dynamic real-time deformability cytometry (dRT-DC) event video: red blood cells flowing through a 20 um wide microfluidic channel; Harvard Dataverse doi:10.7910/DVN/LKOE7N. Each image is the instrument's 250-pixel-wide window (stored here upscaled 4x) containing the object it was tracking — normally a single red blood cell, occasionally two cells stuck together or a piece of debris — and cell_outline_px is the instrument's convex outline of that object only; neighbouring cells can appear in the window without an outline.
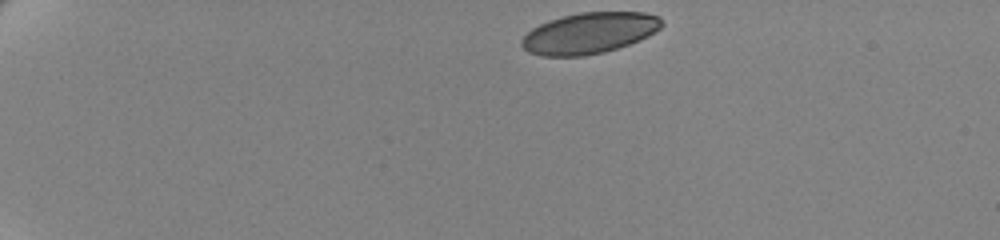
{"species": "human", "species_latin": "Homo sapiens", "temperature_condition": "cold", "stored_images_in_passage": 48, "camera_frame_rate_fps": 3000, "um_per_image_px": 0.085, "donor": {"sex": "female"}, "frame": {"image": 1, "passage_image": 1, "time_ms": 0.0, "image_size_px": [1000, 240], "cell_outline_px": [[664, 24], [660, 28], [648, 36], [628, 44], [604, 52], [584, 56], [540, 56], [528, 52], [520, 44], [520, 40], [532, 28], [548, 20], [580, 12], [644, 12], [660, 16]], "centroid_in_image_um": [50.08, 2.81], "position_along_channel_um": 34.9, "area_um2": 33.52}}
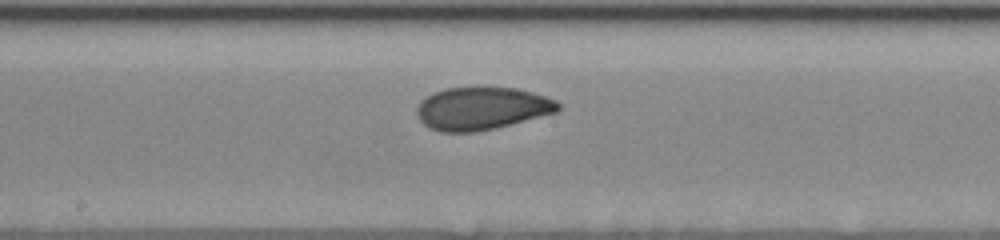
{"frame": {"image": 2, "passage_image": 24, "time_ms": 7.667, "image_size_px": [1000, 240], "cell_outline_px": [[560, 108], [556, 112], [492, 128], [472, 132], [440, 132], [428, 128], [420, 120], [416, 112], [416, 108], [420, 100], [432, 92], [444, 88], [516, 88], [532, 92], [556, 100], [560, 104]], "centroid_in_image_um": [40.89, 9.21], "position_along_channel_um": 207.3, "area_um2": 34.85}}
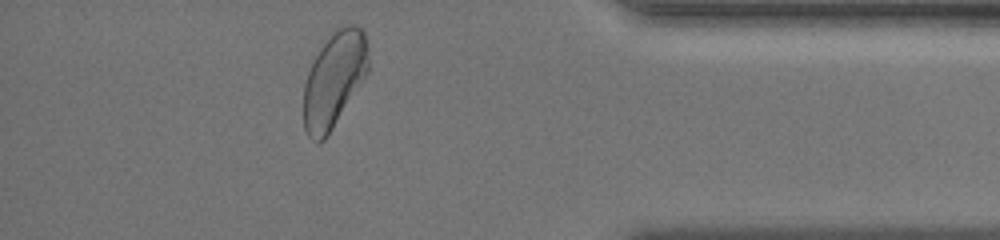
{"frame": {"image": 3, "passage_image": 43, "time_ms": 14.0, "image_size_px": [1000, 240], "cell_outline_px": [[368, 72], [332, 128], [324, 140], [312, 140], [308, 136], [304, 128], [304, 84], [308, 72], [320, 48], [332, 32], [336, 28], [348, 24], [356, 24], [364, 32], [368, 48]], "centroid_in_image_um": [28.4, 6.73], "position_along_channel_um": 406.8, "area_um2": 35.49}, "authors_computed_cell_mechanics": {"area_um2": 35.2002, "velocity_mm_per_s": 3.4555, "shape_relaxation_time_tau1_ms": 5.5981, "shape_relaxation_time_tau2_ms": 1.1581, "deformation_change_tau1": 0.1342, "deformation_change_tau2": 0.0541}}